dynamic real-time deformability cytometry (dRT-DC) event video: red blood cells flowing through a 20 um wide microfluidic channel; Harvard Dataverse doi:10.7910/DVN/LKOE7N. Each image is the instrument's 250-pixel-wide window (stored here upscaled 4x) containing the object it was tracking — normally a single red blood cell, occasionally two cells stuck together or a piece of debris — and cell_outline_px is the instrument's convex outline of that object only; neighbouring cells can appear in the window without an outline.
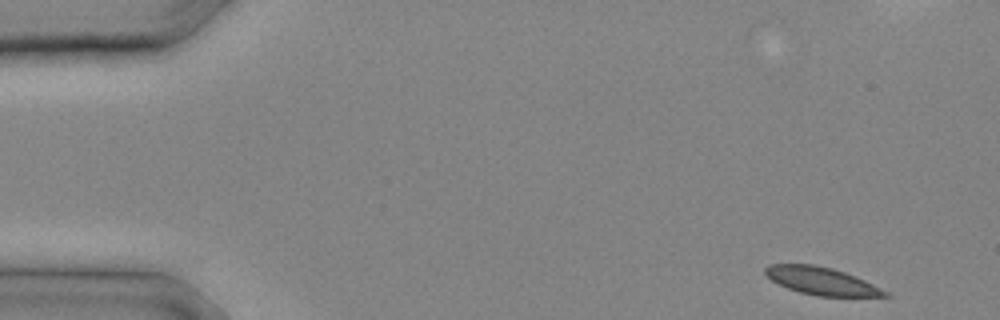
{"species": "common noctule bat (a hibernating species)", "species_latin": "Nyctalus noctula", "temperature_condition": "cold", "stored_images_in_passage": 11, "camera_frame_rate_fps": 3000, "um_per_image_px": 0.085, "animal": {"sex": "male", "body_mass_g": 20.4}, "frame": {"image": 1, "passage_image": 1, "time_ms": 0.0, "image_size_px": [1000, 320], "cell_outline_px": [[888, 296], [816, 296], [800, 292], [788, 288], [772, 280], [764, 272], [764, 268], [768, 264], [812, 264], [832, 268], [844, 272], [864, 280], [888, 292]], "centroid_in_image_um": [69.79, 23.87], "position_along_channel_um": 15.2, "area_um2": 18.96}}